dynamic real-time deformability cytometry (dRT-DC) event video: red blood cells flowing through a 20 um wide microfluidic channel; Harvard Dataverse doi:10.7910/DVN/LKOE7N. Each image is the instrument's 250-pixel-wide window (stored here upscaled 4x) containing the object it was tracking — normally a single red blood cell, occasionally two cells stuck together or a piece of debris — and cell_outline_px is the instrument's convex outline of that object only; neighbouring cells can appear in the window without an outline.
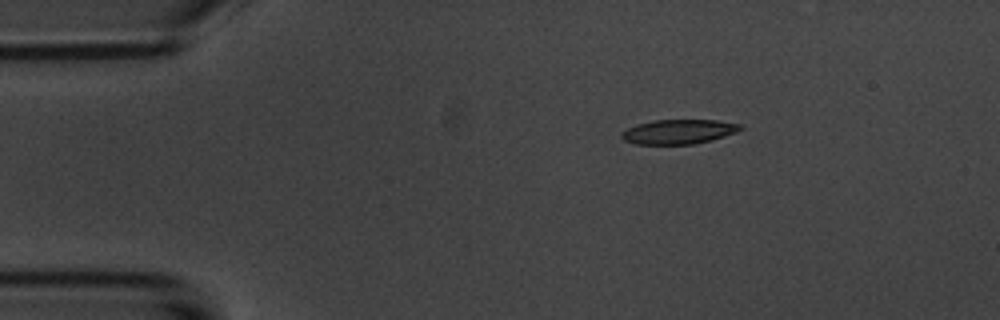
{"species": "common noctule bat (a hibernating species)", "species_latin": "Nyctalus noctula", "temperature_condition": "room temperature", "stored_images_in_passage": 5, "camera_frame_rate_fps": 3000, "um_per_image_px": 0.085, "animal": {"sex": "male", "body_mass_g": 20.1, "forearm_length_mm": 53.5}, "frame": {"image": 1, "passage_image": 3, "time_ms": 3.0, "image_size_px": [1000, 320], "cell_outline_px": [[744, 128], [736, 132], [712, 140], [692, 144], [636, 144], [624, 140], [620, 136], [620, 132], [636, 124], [652, 120], [716, 120], [740, 124]], "centroid_in_image_um": [57.66, 11.19], "position_along_channel_um": 27.3, "area_um2": 16.99}}
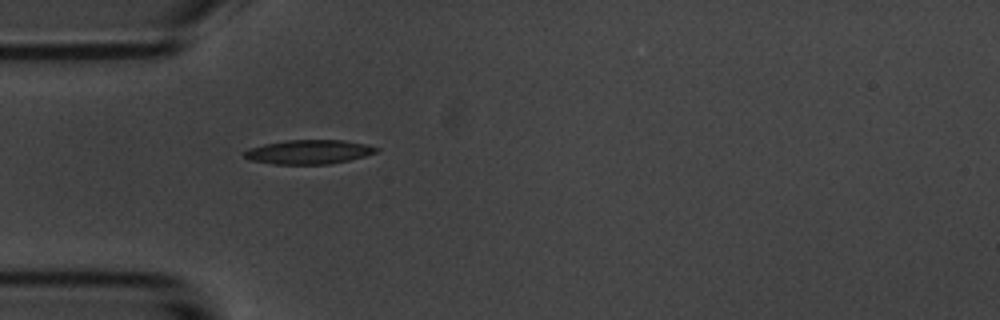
{"frame": {"image": 2, "passage_image": 5, "time_ms": 5.333, "image_size_px": [1000, 320], "cell_outline_px": [[380, 148], [376, 152], [364, 156], [348, 160], [328, 164], [272, 164], [248, 160], [244, 156], [244, 152], [248, 148], [264, 144], [288, 140], [344, 140], [368, 144]], "centroid_in_image_um": [26.23, 12.91], "position_along_channel_um": 58.8, "area_um2": 18.61}}